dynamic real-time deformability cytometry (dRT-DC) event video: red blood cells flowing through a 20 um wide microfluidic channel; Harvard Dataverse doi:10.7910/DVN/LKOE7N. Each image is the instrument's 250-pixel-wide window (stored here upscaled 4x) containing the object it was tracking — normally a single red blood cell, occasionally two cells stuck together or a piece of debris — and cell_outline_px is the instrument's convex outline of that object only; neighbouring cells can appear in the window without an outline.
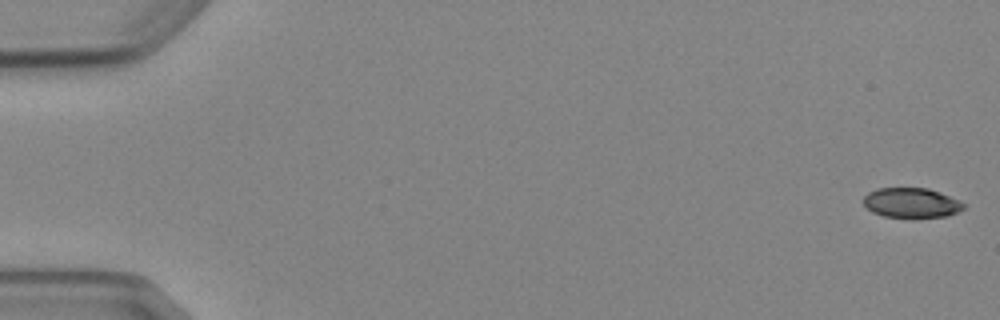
{"species": "Egyptian fruit bat (a non-hibernating species)", "species_latin": "Rousettus aegyptiacus", "temperature_condition": "cold", "stored_images_in_passage": 5, "camera_frame_rate_fps": 3000, "um_per_image_px": 0.085, "animal": {"sex": "female"}, "frame": {"image": 1, "passage_image": 1, "time_ms": 0.0, "image_size_px": [1000, 320], "cell_outline_px": [[964, 208], [948, 216], [912, 220], [884, 216], [872, 212], [860, 200], [868, 192], [876, 188], [928, 188], [940, 192], [960, 200], [964, 204]], "centroid_in_image_um": [77.45, 17.27], "position_along_channel_um": 7.6, "area_um2": 18.15}}
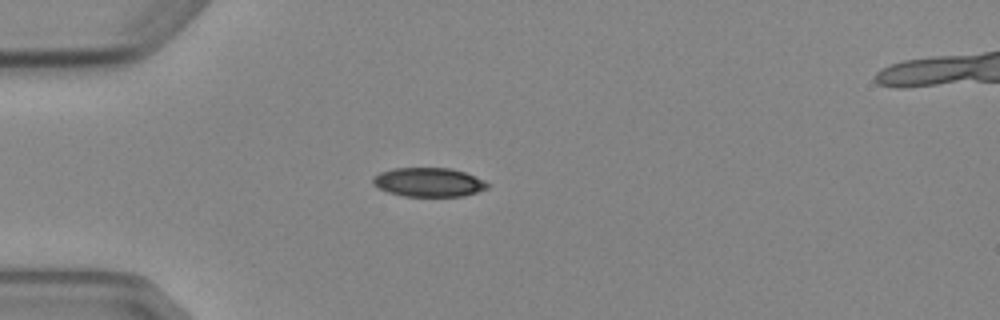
{"frame": {"image": 2, "passage_image": 5, "time_ms": 4.667, "image_size_px": [1000, 320], "cell_outline_px": [[488, 188], [464, 196], [404, 196], [388, 192], [372, 184], [372, 176], [380, 172], [392, 168], [452, 168], [464, 172], [484, 180], [488, 184]], "centroid_in_image_um": [36.41, 15.48], "position_along_channel_um": 48.6, "area_um2": 19.36}}